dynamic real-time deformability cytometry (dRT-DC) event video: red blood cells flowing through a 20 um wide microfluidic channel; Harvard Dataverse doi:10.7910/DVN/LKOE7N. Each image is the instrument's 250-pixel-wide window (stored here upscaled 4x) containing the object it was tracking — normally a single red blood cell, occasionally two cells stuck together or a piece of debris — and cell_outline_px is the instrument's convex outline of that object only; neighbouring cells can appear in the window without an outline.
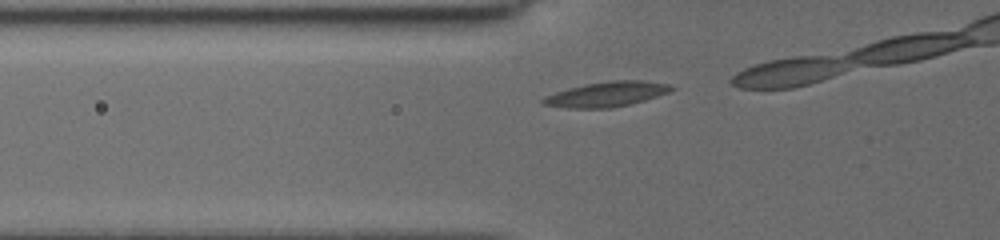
{"species": "common noctule bat (a hibernating species)", "species_latin": "Nyctalus noctula", "temperature_condition": "cold", "stored_images_in_passage": 7, "camera_frame_rate_fps": 3000, "um_per_image_px": 0.085, "animal": {"sex": "female", "body_mass_g": 19.5, "forearm_length_mm": 54.1}, "frame": {"image": 1, "passage_image": 2, "time_ms": 0.333, "image_size_px": [1000, 240], "cell_outline_px": [[676, 88], [668, 92], [644, 100], [612, 108], [568, 108], [540, 104], [540, 100], [544, 96], [568, 88], [584, 84], [608, 80], [644, 80], [668, 84]], "centroid_in_image_um": [51.52, 8.0], "position_along_channel_um": 74.3, "area_um2": 18.73}}